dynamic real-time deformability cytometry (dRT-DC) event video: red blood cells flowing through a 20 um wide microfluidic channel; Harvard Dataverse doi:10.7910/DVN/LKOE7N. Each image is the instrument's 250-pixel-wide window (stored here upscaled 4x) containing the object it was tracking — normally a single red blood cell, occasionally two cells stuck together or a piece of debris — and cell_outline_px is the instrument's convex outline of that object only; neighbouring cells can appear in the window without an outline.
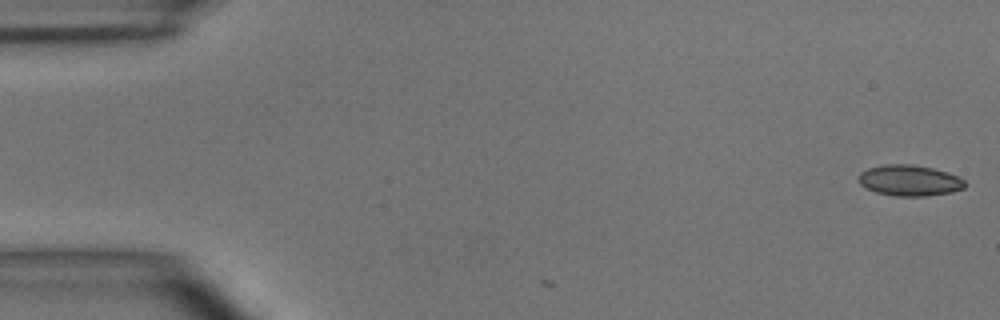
{"species": "common noctule bat (a hibernating species)", "species_latin": "Nyctalus noctula", "temperature_condition": "room temperature", "stored_images_in_passage": 2, "camera_frame_rate_fps": 3000, "um_per_image_px": 0.085, "animal": {"sex": "male", "body_mass_g": 15.6}, "frame": {"image": 1, "passage_image": 2, "time_ms": 0.333, "image_size_px": [1000, 320], "cell_outline_px": [[968, 184], [964, 188], [952, 192], [924, 196], [896, 196], [876, 192], [860, 184], [860, 172], [868, 168], [884, 164], [908, 164], [932, 168], [948, 172], [964, 180]], "centroid_in_image_um": [77.34, 15.34], "position_along_channel_um": 7.7, "area_um2": 19.02}}